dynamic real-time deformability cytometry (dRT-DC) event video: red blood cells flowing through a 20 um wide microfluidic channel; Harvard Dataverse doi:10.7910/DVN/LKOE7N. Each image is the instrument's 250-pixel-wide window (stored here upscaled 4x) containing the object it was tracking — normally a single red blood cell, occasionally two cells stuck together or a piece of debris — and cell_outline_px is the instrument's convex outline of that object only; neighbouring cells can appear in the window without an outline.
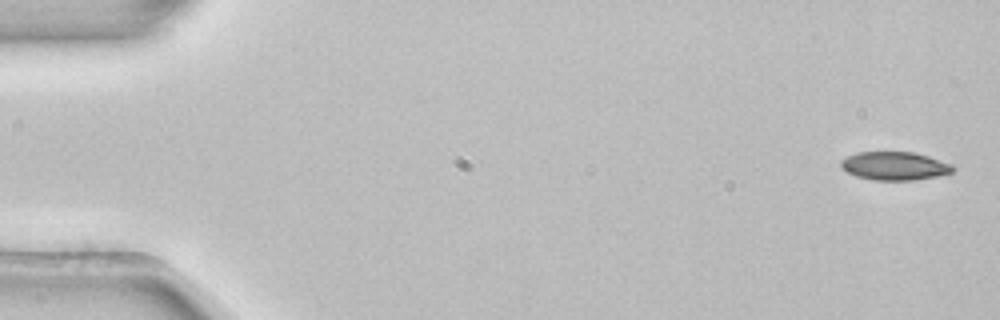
{"species": "common noctule bat (a hibernating species)", "species_latin": "Nyctalus noctula", "temperature_condition": "room temperature", "stored_images_in_passage": 4, "camera_frame_rate_fps": 3000, "um_per_image_px": 0.085, "animal": {"sex": "female", "body_mass_g": 22.7, "forearm_length_mm": 54.2}, "frame": {"image": 1, "passage_image": 1, "time_ms": 0.0, "image_size_px": [1000, 320], "cell_outline_px": [[956, 168], [952, 172], [936, 176], [916, 180], [872, 180], [856, 176], [848, 172], [840, 164], [840, 160], [856, 152], [916, 152], [952, 164]], "centroid_in_image_um": [76.06, 14.1], "position_along_channel_um": 8.9, "area_um2": 18.5}}
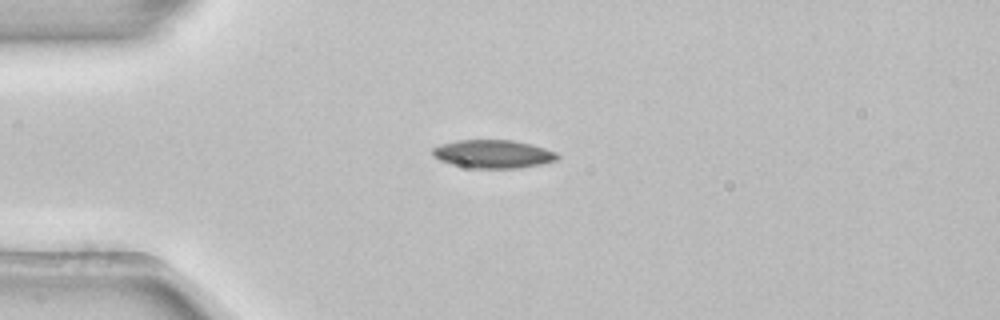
{"frame": {"image": 2, "passage_image": 3, "time_ms": 0.667, "image_size_px": [1000, 320], "cell_outline_px": [[560, 156], [556, 160], [540, 164], [516, 168], [472, 168], [452, 164], [440, 160], [432, 156], [432, 148], [440, 144], [456, 140], [512, 140], [532, 144], [556, 152]], "centroid_in_image_um": [41.89, 13.08], "position_along_channel_um": 43.1, "area_um2": 20.52}}